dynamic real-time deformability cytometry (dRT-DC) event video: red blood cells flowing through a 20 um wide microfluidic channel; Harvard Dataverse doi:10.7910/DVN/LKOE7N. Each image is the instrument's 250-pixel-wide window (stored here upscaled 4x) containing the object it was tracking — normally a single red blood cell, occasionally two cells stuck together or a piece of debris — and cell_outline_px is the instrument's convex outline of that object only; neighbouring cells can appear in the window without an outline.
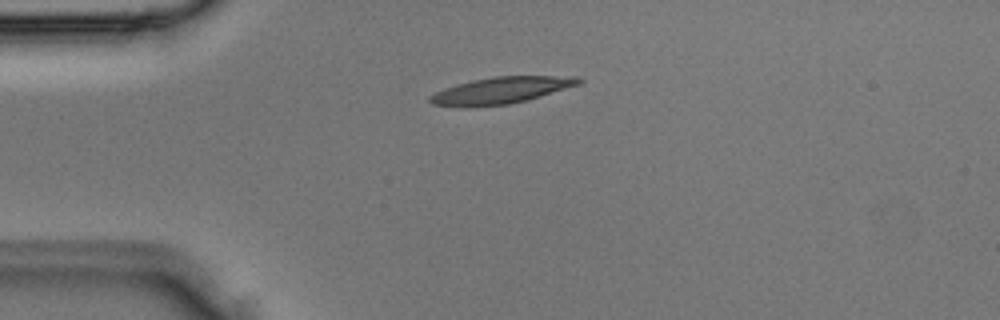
{"species": "Egyptian fruit bat (a non-hibernating species)", "species_latin": "Rousettus aegyptiacus", "temperature_condition": "room temperature", "stored_images_in_passage": 5, "camera_frame_rate_fps": 3000, "um_per_image_px": 0.085, "animal": {"sex": "male"}, "frame": {"image": 1, "passage_image": 5, "time_ms": 1.333, "image_size_px": [1000, 320], "cell_outline_px": [[584, 80], [580, 84], [528, 100], [508, 104], [432, 104], [428, 100], [428, 96], [444, 88], [456, 84], [472, 80], [496, 76], [580, 76]], "centroid_in_image_um": [42.72, 7.62], "position_along_channel_um": 42.3, "area_um2": 22.25}}